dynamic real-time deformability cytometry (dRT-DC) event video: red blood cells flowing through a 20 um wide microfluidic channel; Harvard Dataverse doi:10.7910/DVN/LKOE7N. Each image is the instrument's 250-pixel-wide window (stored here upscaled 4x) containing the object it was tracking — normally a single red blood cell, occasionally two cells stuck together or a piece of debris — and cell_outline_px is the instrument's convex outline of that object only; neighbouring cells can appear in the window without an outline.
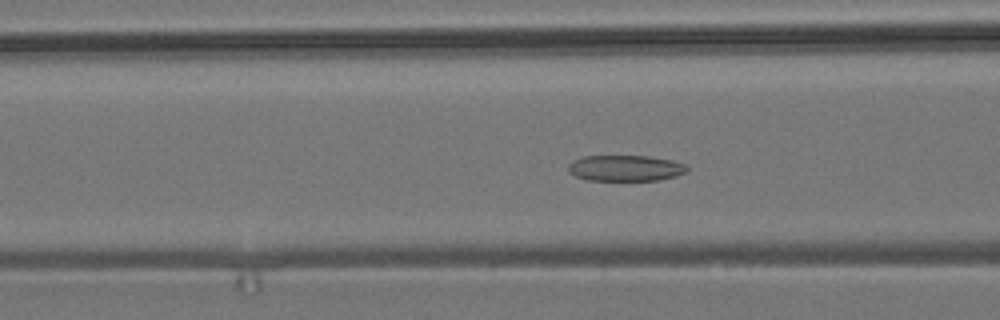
{"species": "common noctule bat (a hibernating species)", "species_latin": "Nyctalus noctula", "temperature_condition": "room temperature", "stored_images_in_passage": 55, "camera_frame_rate_fps": 3000, "um_per_image_px": 0.085, "animal": {"sex": "male", "body_mass_g": 19.2, "forearm_length_mm": 51.8}, "frame": {"image": 1, "passage_image": 21, "time_ms": 6.667, "image_size_px": [1000, 320], "cell_outline_px": [[688, 172], [676, 176], [660, 180], [588, 180], [576, 176], [568, 172], [568, 164], [572, 160], [584, 156], [648, 156], [672, 160], [684, 164], [688, 168]], "centroid_in_image_um": [53.16, 14.29], "position_along_channel_um": 113.4, "area_um2": 18.03}}
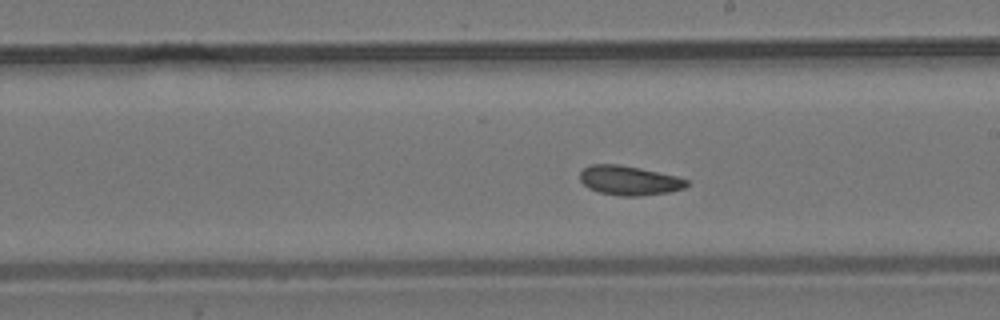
{"frame": {"image": 2, "passage_image": 31, "time_ms": 10.0, "image_size_px": [1000, 320], "cell_outline_px": [[688, 184], [684, 188], [668, 192], [640, 196], [620, 196], [600, 192], [588, 188], [580, 180], [580, 172], [584, 168], [592, 164], [616, 164], [640, 168], [676, 176], [688, 180]], "centroid_in_image_um": [53.47, 15.34], "position_along_channel_um": 235.5, "area_um2": 18.15}}
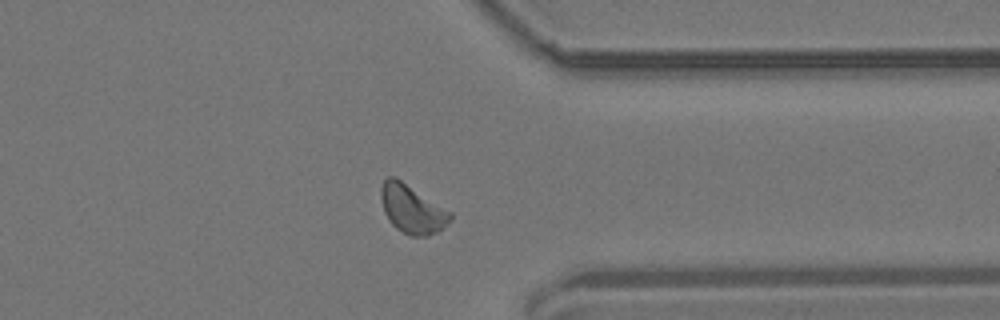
{"frame": {"image": 3, "passage_image": 43, "time_ms": 14.0, "image_size_px": [1000, 320], "cell_outline_px": [[452, 216], [436, 232], [428, 236], [412, 236], [396, 228], [392, 224], [384, 212], [380, 196], [380, 188], [384, 180], [388, 176], [396, 176], [452, 212]], "centroid_in_image_um": [34.99, 17.73], "position_along_channel_um": 376.4, "area_um2": 19.42}, "authors_computed_cell_mechanics": {"area_um2": 18.6116, "velocity_mm_per_s": 3.6656, "shape_relaxation_time_tau1_ms": 7.4272, "shape_relaxation_time_tau2_ms": 5.4747, "deformation_change_tau1": 0.0772, "deformation_change_tau2": 0.1159}}